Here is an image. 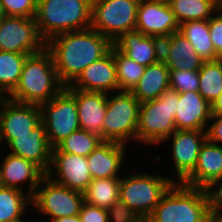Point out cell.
Here are the masks:
<instances>
[{
	"label": "cell",
	"instance_id": "6da1fadb",
	"mask_svg": "<svg viewBox=\"0 0 222 222\" xmlns=\"http://www.w3.org/2000/svg\"><path fill=\"white\" fill-rule=\"evenodd\" d=\"M113 43L91 27L60 33L47 41L57 76L64 86L70 85L91 63L101 59Z\"/></svg>",
	"mask_w": 222,
	"mask_h": 222
},
{
	"label": "cell",
	"instance_id": "7a4b0ae2",
	"mask_svg": "<svg viewBox=\"0 0 222 222\" xmlns=\"http://www.w3.org/2000/svg\"><path fill=\"white\" fill-rule=\"evenodd\" d=\"M134 171L132 173L130 170V175L125 174L120 178L119 219L145 222L161 197L175 182V177L137 172L136 169Z\"/></svg>",
	"mask_w": 222,
	"mask_h": 222
},
{
	"label": "cell",
	"instance_id": "3957f363",
	"mask_svg": "<svg viewBox=\"0 0 222 222\" xmlns=\"http://www.w3.org/2000/svg\"><path fill=\"white\" fill-rule=\"evenodd\" d=\"M65 86L60 82L50 51L44 50L28 55L15 89L8 99L40 106L50 101Z\"/></svg>",
	"mask_w": 222,
	"mask_h": 222
},
{
	"label": "cell",
	"instance_id": "277c9868",
	"mask_svg": "<svg viewBox=\"0 0 222 222\" xmlns=\"http://www.w3.org/2000/svg\"><path fill=\"white\" fill-rule=\"evenodd\" d=\"M145 222H215L207 189L174 182Z\"/></svg>",
	"mask_w": 222,
	"mask_h": 222
},
{
	"label": "cell",
	"instance_id": "5b68a950",
	"mask_svg": "<svg viewBox=\"0 0 222 222\" xmlns=\"http://www.w3.org/2000/svg\"><path fill=\"white\" fill-rule=\"evenodd\" d=\"M92 0H38L35 21L41 36H53L91 27Z\"/></svg>",
	"mask_w": 222,
	"mask_h": 222
},
{
	"label": "cell",
	"instance_id": "8992f818",
	"mask_svg": "<svg viewBox=\"0 0 222 222\" xmlns=\"http://www.w3.org/2000/svg\"><path fill=\"white\" fill-rule=\"evenodd\" d=\"M179 93L168 88L158 98L142 102L136 143L153 147L163 143L175 130V113Z\"/></svg>",
	"mask_w": 222,
	"mask_h": 222
},
{
	"label": "cell",
	"instance_id": "52a82bcc",
	"mask_svg": "<svg viewBox=\"0 0 222 222\" xmlns=\"http://www.w3.org/2000/svg\"><path fill=\"white\" fill-rule=\"evenodd\" d=\"M140 104L131 92L109 93L103 120V141L125 145L135 143Z\"/></svg>",
	"mask_w": 222,
	"mask_h": 222
},
{
	"label": "cell",
	"instance_id": "ba28073f",
	"mask_svg": "<svg viewBox=\"0 0 222 222\" xmlns=\"http://www.w3.org/2000/svg\"><path fill=\"white\" fill-rule=\"evenodd\" d=\"M140 0H92L91 28L112 43L135 30Z\"/></svg>",
	"mask_w": 222,
	"mask_h": 222
},
{
	"label": "cell",
	"instance_id": "9c48e42d",
	"mask_svg": "<svg viewBox=\"0 0 222 222\" xmlns=\"http://www.w3.org/2000/svg\"><path fill=\"white\" fill-rule=\"evenodd\" d=\"M84 203L83 193L69 189L45 176L31 197L36 214L50 220L79 215Z\"/></svg>",
	"mask_w": 222,
	"mask_h": 222
},
{
	"label": "cell",
	"instance_id": "30bf717a",
	"mask_svg": "<svg viewBox=\"0 0 222 222\" xmlns=\"http://www.w3.org/2000/svg\"><path fill=\"white\" fill-rule=\"evenodd\" d=\"M39 107L41 122L44 124L46 136L52 148L80 129L76 98L65 87L50 101Z\"/></svg>",
	"mask_w": 222,
	"mask_h": 222
},
{
	"label": "cell",
	"instance_id": "8fae6325",
	"mask_svg": "<svg viewBox=\"0 0 222 222\" xmlns=\"http://www.w3.org/2000/svg\"><path fill=\"white\" fill-rule=\"evenodd\" d=\"M35 18L5 16L0 21V50L34 54L46 48Z\"/></svg>",
	"mask_w": 222,
	"mask_h": 222
},
{
	"label": "cell",
	"instance_id": "7c38bea8",
	"mask_svg": "<svg viewBox=\"0 0 222 222\" xmlns=\"http://www.w3.org/2000/svg\"><path fill=\"white\" fill-rule=\"evenodd\" d=\"M206 132L201 130H175L160 145L168 143L175 182H182L195 168L200 149L206 141Z\"/></svg>",
	"mask_w": 222,
	"mask_h": 222
},
{
	"label": "cell",
	"instance_id": "4fadbf2b",
	"mask_svg": "<svg viewBox=\"0 0 222 222\" xmlns=\"http://www.w3.org/2000/svg\"><path fill=\"white\" fill-rule=\"evenodd\" d=\"M41 122V111L38 105L12 101L7 97L0 105V146H6L16 136L30 135Z\"/></svg>",
	"mask_w": 222,
	"mask_h": 222
},
{
	"label": "cell",
	"instance_id": "5bb4252c",
	"mask_svg": "<svg viewBox=\"0 0 222 222\" xmlns=\"http://www.w3.org/2000/svg\"><path fill=\"white\" fill-rule=\"evenodd\" d=\"M52 181L69 189L83 192L92 181L85 156L61 152L52 148L51 165L46 173Z\"/></svg>",
	"mask_w": 222,
	"mask_h": 222
},
{
	"label": "cell",
	"instance_id": "9a60e30c",
	"mask_svg": "<svg viewBox=\"0 0 222 222\" xmlns=\"http://www.w3.org/2000/svg\"><path fill=\"white\" fill-rule=\"evenodd\" d=\"M179 23L169 3L140 0L135 29L144 35L165 38L179 31Z\"/></svg>",
	"mask_w": 222,
	"mask_h": 222
},
{
	"label": "cell",
	"instance_id": "2e32d148",
	"mask_svg": "<svg viewBox=\"0 0 222 222\" xmlns=\"http://www.w3.org/2000/svg\"><path fill=\"white\" fill-rule=\"evenodd\" d=\"M1 158L0 185L19 189L32 197L46 173L35 163L10 153Z\"/></svg>",
	"mask_w": 222,
	"mask_h": 222
},
{
	"label": "cell",
	"instance_id": "e0dca14e",
	"mask_svg": "<svg viewBox=\"0 0 222 222\" xmlns=\"http://www.w3.org/2000/svg\"><path fill=\"white\" fill-rule=\"evenodd\" d=\"M69 86L88 92H119L113 51L89 64Z\"/></svg>",
	"mask_w": 222,
	"mask_h": 222
},
{
	"label": "cell",
	"instance_id": "ac0fdd59",
	"mask_svg": "<svg viewBox=\"0 0 222 222\" xmlns=\"http://www.w3.org/2000/svg\"><path fill=\"white\" fill-rule=\"evenodd\" d=\"M127 147L129 145L112 141H103L99 144L86 157L92 179L121 178L120 173L124 174L123 164L127 162V153H130Z\"/></svg>",
	"mask_w": 222,
	"mask_h": 222
},
{
	"label": "cell",
	"instance_id": "d6986e66",
	"mask_svg": "<svg viewBox=\"0 0 222 222\" xmlns=\"http://www.w3.org/2000/svg\"><path fill=\"white\" fill-rule=\"evenodd\" d=\"M8 152L38 165L45 173L51 165L52 147L50 146L44 124L40 122L30 135L16 136L8 145Z\"/></svg>",
	"mask_w": 222,
	"mask_h": 222
},
{
	"label": "cell",
	"instance_id": "ffe728a7",
	"mask_svg": "<svg viewBox=\"0 0 222 222\" xmlns=\"http://www.w3.org/2000/svg\"><path fill=\"white\" fill-rule=\"evenodd\" d=\"M65 88L76 98L80 129L93 133L103 140V120L108 94Z\"/></svg>",
	"mask_w": 222,
	"mask_h": 222
},
{
	"label": "cell",
	"instance_id": "44dd1931",
	"mask_svg": "<svg viewBox=\"0 0 222 222\" xmlns=\"http://www.w3.org/2000/svg\"><path fill=\"white\" fill-rule=\"evenodd\" d=\"M212 116V106L198 91L179 93L176 106V130L205 131Z\"/></svg>",
	"mask_w": 222,
	"mask_h": 222
},
{
	"label": "cell",
	"instance_id": "7402d4cb",
	"mask_svg": "<svg viewBox=\"0 0 222 222\" xmlns=\"http://www.w3.org/2000/svg\"><path fill=\"white\" fill-rule=\"evenodd\" d=\"M113 45L144 67L161 60L162 39L144 35L136 29L122 34Z\"/></svg>",
	"mask_w": 222,
	"mask_h": 222
},
{
	"label": "cell",
	"instance_id": "603a6c76",
	"mask_svg": "<svg viewBox=\"0 0 222 222\" xmlns=\"http://www.w3.org/2000/svg\"><path fill=\"white\" fill-rule=\"evenodd\" d=\"M219 178H222V145L206 140L200 149L195 168L181 183L207 189Z\"/></svg>",
	"mask_w": 222,
	"mask_h": 222
},
{
	"label": "cell",
	"instance_id": "cb8c5ba5",
	"mask_svg": "<svg viewBox=\"0 0 222 222\" xmlns=\"http://www.w3.org/2000/svg\"><path fill=\"white\" fill-rule=\"evenodd\" d=\"M161 59L169 70L199 71L204 62L179 31L162 39Z\"/></svg>",
	"mask_w": 222,
	"mask_h": 222
},
{
	"label": "cell",
	"instance_id": "d4e9b609",
	"mask_svg": "<svg viewBox=\"0 0 222 222\" xmlns=\"http://www.w3.org/2000/svg\"><path fill=\"white\" fill-rule=\"evenodd\" d=\"M169 71L162 59L148 65L145 67L144 74L130 92L140 103L158 98L165 90L170 88Z\"/></svg>",
	"mask_w": 222,
	"mask_h": 222
},
{
	"label": "cell",
	"instance_id": "484cf974",
	"mask_svg": "<svg viewBox=\"0 0 222 222\" xmlns=\"http://www.w3.org/2000/svg\"><path fill=\"white\" fill-rule=\"evenodd\" d=\"M119 183L120 178L92 179L82 192L84 201L106 209L119 218Z\"/></svg>",
	"mask_w": 222,
	"mask_h": 222
},
{
	"label": "cell",
	"instance_id": "4316f807",
	"mask_svg": "<svg viewBox=\"0 0 222 222\" xmlns=\"http://www.w3.org/2000/svg\"><path fill=\"white\" fill-rule=\"evenodd\" d=\"M179 32L204 61H216V50L209 33V20H194L179 25Z\"/></svg>",
	"mask_w": 222,
	"mask_h": 222
},
{
	"label": "cell",
	"instance_id": "83f0119b",
	"mask_svg": "<svg viewBox=\"0 0 222 222\" xmlns=\"http://www.w3.org/2000/svg\"><path fill=\"white\" fill-rule=\"evenodd\" d=\"M31 196L16 188L0 185V222H9L29 213Z\"/></svg>",
	"mask_w": 222,
	"mask_h": 222
},
{
	"label": "cell",
	"instance_id": "f1b7e54d",
	"mask_svg": "<svg viewBox=\"0 0 222 222\" xmlns=\"http://www.w3.org/2000/svg\"><path fill=\"white\" fill-rule=\"evenodd\" d=\"M169 5L179 24L209 20L218 10L217 0H172Z\"/></svg>",
	"mask_w": 222,
	"mask_h": 222
},
{
	"label": "cell",
	"instance_id": "f546056e",
	"mask_svg": "<svg viewBox=\"0 0 222 222\" xmlns=\"http://www.w3.org/2000/svg\"><path fill=\"white\" fill-rule=\"evenodd\" d=\"M27 56L0 50V92L6 97L17 86Z\"/></svg>",
	"mask_w": 222,
	"mask_h": 222
},
{
	"label": "cell",
	"instance_id": "4dcf8cb0",
	"mask_svg": "<svg viewBox=\"0 0 222 222\" xmlns=\"http://www.w3.org/2000/svg\"><path fill=\"white\" fill-rule=\"evenodd\" d=\"M200 95L212 104L222 92V61L203 62L199 70Z\"/></svg>",
	"mask_w": 222,
	"mask_h": 222
},
{
	"label": "cell",
	"instance_id": "1f68e13d",
	"mask_svg": "<svg viewBox=\"0 0 222 222\" xmlns=\"http://www.w3.org/2000/svg\"><path fill=\"white\" fill-rule=\"evenodd\" d=\"M111 50L114 54L119 91L130 92L144 74L145 67L131 60L114 45L111 46Z\"/></svg>",
	"mask_w": 222,
	"mask_h": 222
},
{
	"label": "cell",
	"instance_id": "d6a6232c",
	"mask_svg": "<svg viewBox=\"0 0 222 222\" xmlns=\"http://www.w3.org/2000/svg\"><path fill=\"white\" fill-rule=\"evenodd\" d=\"M102 142L101 137L79 129L62 140L56 147L64 153L87 157Z\"/></svg>",
	"mask_w": 222,
	"mask_h": 222
},
{
	"label": "cell",
	"instance_id": "836d02e7",
	"mask_svg": "<svg viewBox=\"0 0 222 222\" xmlns=\"http://www.w3.org/2000/svg\"><path fill=\"white\" fill-rule=\"evenodd\" d=\"M169 84L178 93L198 91L199 71L170 70Z\"/></svg>",
	"mask_w": 222,
	"mask_h": 222
},
{
	"label": "cell",
	"instance_id": "e575fe53",
	"mask_svg": "<svg viewBox=\"0 0 222 222\" xmlns=\"http://www.w3.org/2000/svg\"><path fill=\"white\" fill-rule=\"evenodd\" d=\"M38 0H0L6 16L35 18Z\"/></svg>",
	"mask_w": 222,
	"mask_h": 222
},
{
	"label": "cell",
	"instance_id": "d590c367",
	"mask_svg": "<svg viewBox=\"0 0 222 222\" xmlns=\"http://www.w3.org/2000/svg\"><path fill=\"white\" fill-rule=\"evenodd\" d=\"M81 222H117L119 218L112 212L84 201L79 212Z\"/></svg>",
	"mask_w": 222,
	"mask_h": 222
},
{
	"label": "cell",
	"instance_id": "8d00e7d4",
	"mask_svg": "<svg viewBox=\"0 0 222 222\" xmlns=\"http://www.w3.org/2000/svg\"><path fill=\"white\" fill-rule=\"evenodd\" d=\"M209 33L216 50V58L222 61V11L217 10L209 19Z\"/></svg>",
	"mask_w": 222,
	"mask_h": 222
},
{
	"label": "cell",
	"instance_id": "74e56055",
	"mask_svg": "<svg viewBox=\"0 0 222 222\" xmlns=\"http://www.w3.org/2000/svg\"><path fill=\"white\" fill-rule=\"evenodd\" d=\"M213 216L222 212V178L217 179L207 188Z\"/></svg>",
	"mask_w": 222,
	"mask_h": 222
},
{
	"label": "cell",
	"instance_id": "f35d334b",
	"mask_svg": "<svg viewBox=\"0 0 222 222\" xmlns=\"http://www.w3.org/2000/svg\"><path fill=\"white\" fill-rule=\"evenodd\" d=\"M205 132L208 142L222 145V116L212 115Z\"/></svg>",
	"mask_w": 222,
	"mask_h": 222
},
{
	"label": "cell",
	"instance_id": "ab89813d",
	"mask_svg": "<svg viewBox=\"0 0 222 222\" xmlns=\"http://www.w3.org/2000/svg\"><path fill=\"white\" fill-rule=\"evenodd\" d=\"M212 115L222 116V92L218 98L211 104Z\"/></svg>",
	"mask_w": 222,
	"mask_h": 222
},
{
	"label": "cell",
	"instance_id": "60d3db41",
	"mask_svg": "<svg viewBox=\"0 0 222 222\" xmlns=\"http://www.w3.org/2000/svg\"><path fill=\"white\" fill-rule=\"evenodd\" d=\"M49 222H81L80 216L75 215L71 217H60L48 220Z\"/></svg>",
	"mask_w": 222,
	"mask_h": 222
},
{
	"label": "cell",
	"instance_id": "b9f144b4",
	"mask_svg": "<svg viewBox=\"0 0 222 222\" xmlns=\"http://www.w3.org/2000/svg\"><path fill=\"white\" fill-rule=\"evenodd\" d=\"M27 215L28 214H25V215L21 216L20 218L9 221V222H30V221L32 222L33 220H31V217L29 219ZM25 216H27V217H25ZM26 218H28V220Z\"/></svg>",
	"mask_w": 222,
	"mask_h": 222
},
{
	"label": "cell",
	"instance_id": "7bdbcfd3",
	"mask_svg": "<svg viewBox=\"0 0 222 222\" xmlns=\"http://www.w3.org/2000/svg\"><path fill=\"white\" fill-rule=\"evenodd\" d=\"M5 13H4V10H3V7H2V4L0 2V21L5 17Z\"/></svg>",
	"mask_w": 222,
	"mask_h": 222
},
{
	"label": "cell",
	"instance_id": "ee69618b",
	"mask_svg": "<svg viewBox=\"0 0 222 222\" xmlns=\"http://www.w3.org/2000/svg\"><path fill=\"white\" fill-rule=\"evenodd\" d=\"M215 222H222V212L215 216Z\"/></svg>",
	"mask_w": 222,
	"mask_h": 222
},
{
	"label": "cell",
	"instance_id": "f6af8a7d",
	"mask_svg": "<svg viewBox=\"0 0 222 222\" xmlns=\"http://www.w3.org/2000/svg\"><path fill=\"white\" fill-rule=\"evenodd\" d=\"M218 10L222 11V0H217Z\"/></svg>",
	"mask_w": 222,
	"mask_h": 222
},
{
	"label": "cell",
	"instance_id": "bcb514c9",
	"mask_svg": "<svg viewBox=\"0 0 222 222\" xmlns=\"http://www.w3.org/2000/svg\"><path fill=\"white\" fill-rule=\"evenodd\" d=\"M5 98H6V96L0 92V105H1V102H2Z\"/></svg>",
	"mask_w": 222,
	"mask_h": 222
},
{
	"label": "cell",
	"instance_id": "7dc6e473",
	"mask_svg": "<svg viewBox=\"0 0 222 222\" xmlns=\"http://www.w3.org/2000/svg\"><path fill=\"white\" fill-rule=\"evenodd\" d=\"M117 222H135V221H132V220H124V219H119Z\"/></svg>",
	"mask_w": 222,
	"mask_h": 222
},
{
	"label": "cell",
	"instance_id": "c3c4849f",
	"mask_svg": "<svg viewBox=\"0 0 222 222\" xmlns=\"http://www.w3.org/2000/svg\"><path fill=\"white\" fill-rule=\"evenodd\" d=\"M42 219L40 218V221L39 220L37 221L36 219H33V220H34V222H35V220H36V222H49L48 220H44V218H42Z\"/></svg>",
	"mask_w": 222,
	"mask_h": 222
},
{
	"label": "cell",
	"instance_id": "681fc988",
	"mask_svg": "<svg viewBox=\"0 0 222 222\" xmlns=\"http://www.w3.org/2000/svg\"><path fill=\"white\" fill-rule=\"evenodd\" d=\"M160 1H162V2H164V3H169V2H171L172 0H160Z\"/></svg>",
	"mask_w": 222,
	"mask_h": 222
}]
</instances>
